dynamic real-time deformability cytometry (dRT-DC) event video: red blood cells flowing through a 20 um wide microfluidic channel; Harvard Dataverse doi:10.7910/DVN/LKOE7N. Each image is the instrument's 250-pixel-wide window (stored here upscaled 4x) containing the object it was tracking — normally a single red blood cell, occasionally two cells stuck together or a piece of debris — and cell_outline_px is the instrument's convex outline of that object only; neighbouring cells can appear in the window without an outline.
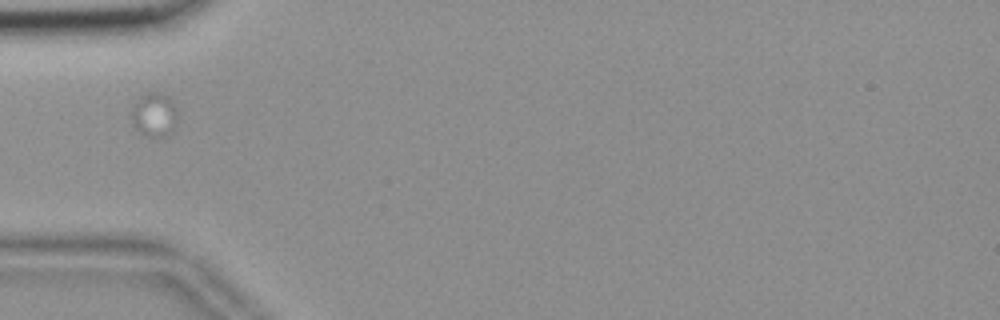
{"species": "common noctule bat (a hibernating species)", "species_latin": "Nyctalus noctula", "temperature_condition": "room temperature", "stored_images_in_passage": 13, "segment_of_instrument_passage": [1, 2], "camera_frame_rate_fps": 3000, "um_per_image_px": 0.085, "animal": {"sex": "female", "body_mass_g": 18.4}, "frame": {"image": 1, "passage_image": 1, "time_ms": 0.0, "image_size_px": [1000, 320], "cell_outline_px": [[176, 120], [164, 136], [148, 136], [140, 132], [136, 128], [132, 116], [132, 104], [140, 96], [148, 92], [160, 92], [168, 96], [172, 100], [176, 108]], "centroid_in_image_um": [13.08, 9.68], "position_along_channel_um": 71.9, "area_um2": 11.39}}